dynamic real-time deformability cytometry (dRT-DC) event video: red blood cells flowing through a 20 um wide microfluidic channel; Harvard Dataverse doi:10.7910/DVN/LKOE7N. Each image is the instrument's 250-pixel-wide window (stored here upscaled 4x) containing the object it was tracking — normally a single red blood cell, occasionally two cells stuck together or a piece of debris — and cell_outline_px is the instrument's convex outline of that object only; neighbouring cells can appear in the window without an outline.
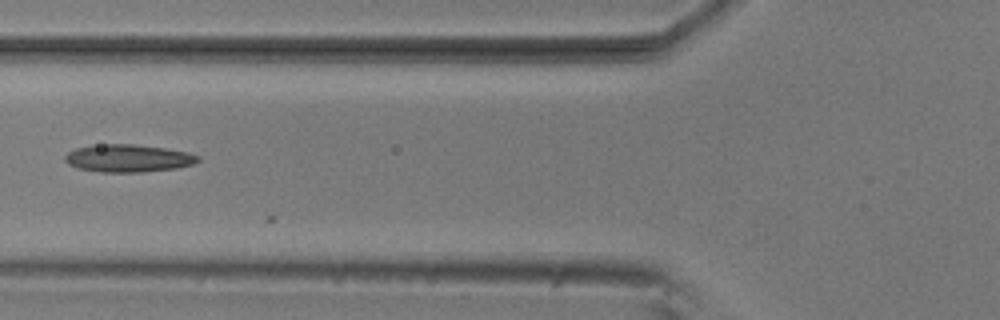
{"species": "common noctule bat (a hibernating species)", "species_latin": "Nyctalus noctula", "temperature_condition": "room temperature", "stored_images_in_passage": 15, "camera_frame_rate_fps": 3000, "um_per_image_px": 0.085, "animal": {"sex": "male", "body_mass_g": 20.5, "forearm_length_mm": 52.5}, "frame": {"image": 1, "passage_image": 14, "time_ms": 4.333, "image_size_px": [1000, 320], "cell_outline_px": [[200, 160], [192, 164], [176, 168], [140, 172], [100, 172], [76, 168], [68, 164], [64, 160], [64, 156], [68, 152], [76, 148], [100, 144], [132, 144], [164, 148], [188, 152], [200, 156]], "centroid_in_image_um": [10.87, 13.45], "position_along_channel_um": 114.9, "area_um2": 21.39}}